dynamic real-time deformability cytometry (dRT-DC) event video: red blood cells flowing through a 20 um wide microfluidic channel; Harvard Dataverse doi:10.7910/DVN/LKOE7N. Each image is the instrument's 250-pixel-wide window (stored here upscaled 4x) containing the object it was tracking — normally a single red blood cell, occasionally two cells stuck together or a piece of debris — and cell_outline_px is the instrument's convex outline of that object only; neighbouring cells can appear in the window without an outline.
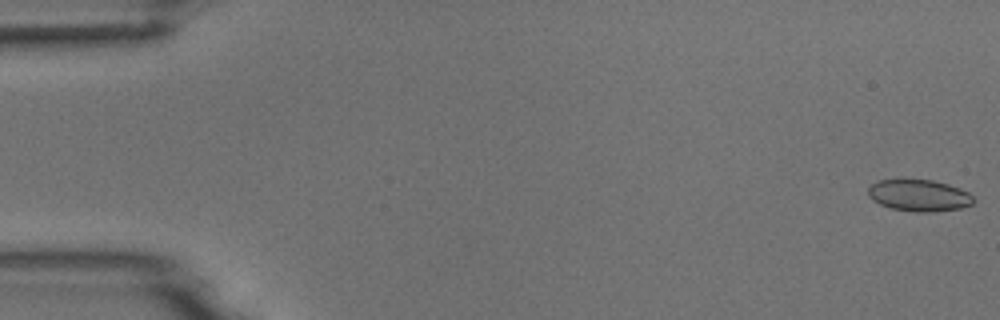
{"species": "common noctule bat (a hibernating species)", "species_latin": "Nyctalus noctula", "temperature_condition": "room temperature", "stored_images_in_passage": 6, "camera_frame_rate_fps": 3000, "um_per_image_px": 0.085, "animal": {"sex": "male", "body_mass_g": 18.8}, "frame": {"image": 1, "passage_image": 1, "time_ms": 0.0, "image_size_px": [1000, 320], "cell_outline_px": [[976, 200], [972, 204], [960, 208], [932, 212], [916, 212], [892, 208], [880, 204], [872, 200], [868, 196], [868, 188], [872, 184], [880, 180], [900, 176], [932, 180], [948, 184], [960, 188], [968, 192]], "centroid_in_image_um": [78.09, 16.56], "position_along_channel_um": 6.9, "area_um2": 20.11}}